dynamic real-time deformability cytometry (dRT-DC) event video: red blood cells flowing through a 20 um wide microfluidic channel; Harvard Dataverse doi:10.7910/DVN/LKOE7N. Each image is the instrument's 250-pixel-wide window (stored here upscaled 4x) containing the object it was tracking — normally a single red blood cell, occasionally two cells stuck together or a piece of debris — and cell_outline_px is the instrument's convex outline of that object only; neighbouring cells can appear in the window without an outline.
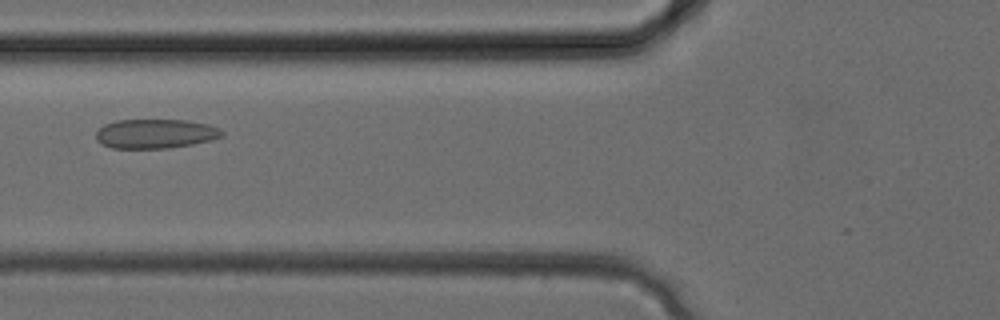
{"species": "common noctule bat (a hibernating species)", "species_latin": "Nyctalus noctula", "temperature_condition": "cold", "stored_images_in_passage": 31, "camera_frame_rate_fps": 3000, "um_per_image_px": 0.085, "animal": {"sex": "female", "body_mass_g": 24.6, "forearm_length_mm": 56.2}, "frame": {"image": 1, "passage_image": 11, "time_ms": 3.333, "image_size_px": [1000, 320], "cell_outline_px": [[224, 136], [192, 144], [168, 148], [112, 148], [100, 144], [96, 140], [96, 132], [104, 124], [116, 120], [184, 120], [208, 124], [220, 128], [224, 132]], "centroid_in_image_um": [13.19, 11.36], "position_along_channel_um": 112.6, "area_um2": 21.56}}
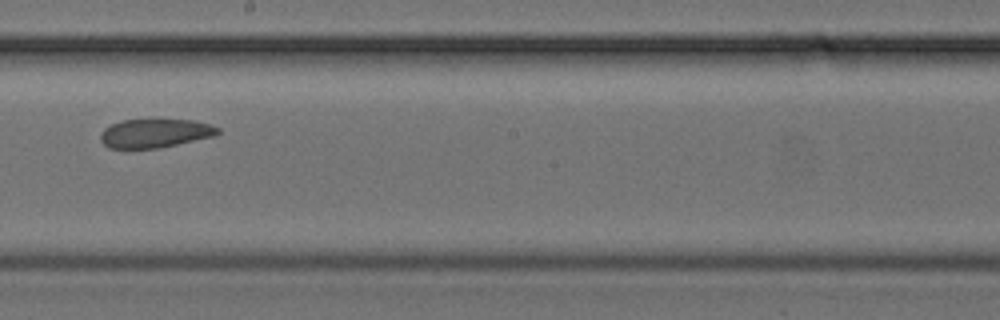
{"frame": {"image": 2, "passage_image": 17, "time_ms": 5.333, "image_size_px": [1000, 320], "cell_outline_px": [[220, 132], [212, 136], [160, 148], [108, 148], [100, 140], [100, 132], [104, 128], [112, 124], [124, 120], [196, 120], [212, 124], [220, 128]], "centroid_in_image_um": [13.17, 11.32], "position_along_channel_um": 235.0, "area_um2": 19.59}}
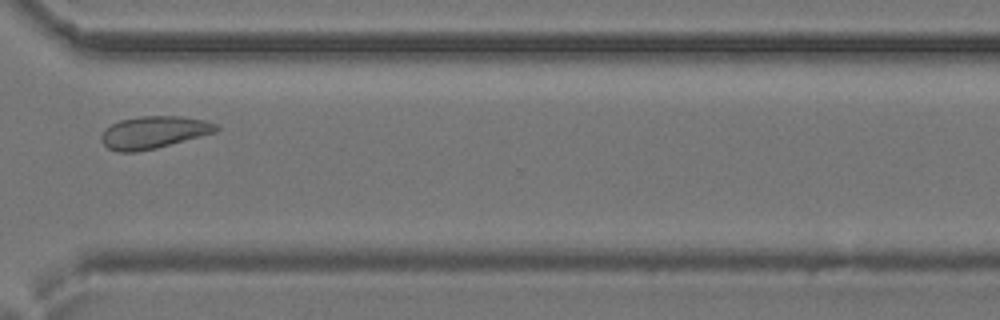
{"frame": {"image": 3, "passage_image": 23, "time_ms": 7.333, "image_size_px": [1000, 320], "cell_outline_px": [[220, 128], [216, 132], [156, 148], [136, 152], [116, 152], [108, 148], [100, 140], [100, 136], [112, 124], [120, 120], [140, 116], [180, 116], [204, 120], [216, 124]], "centroid_in_image_um": [13.06, 11.25], "position_along_channel_um": 357.5, "area_um2": 21.5}}